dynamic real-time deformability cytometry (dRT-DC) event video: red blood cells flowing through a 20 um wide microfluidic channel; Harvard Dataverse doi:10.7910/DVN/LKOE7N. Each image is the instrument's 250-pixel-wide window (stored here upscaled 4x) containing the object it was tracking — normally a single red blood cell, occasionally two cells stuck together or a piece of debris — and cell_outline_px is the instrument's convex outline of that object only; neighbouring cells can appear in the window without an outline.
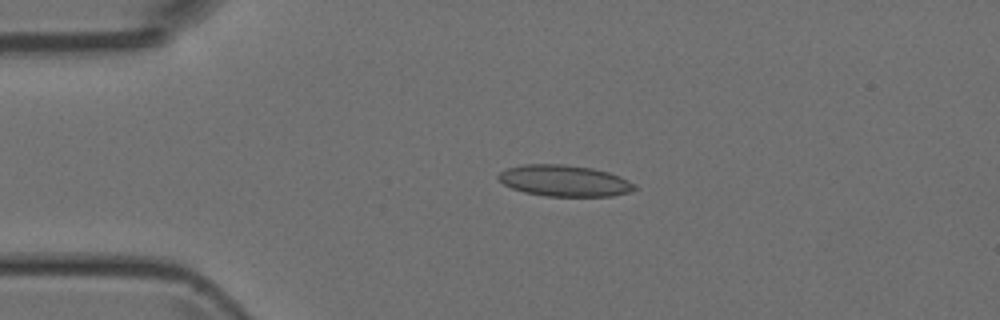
{"species": "Egyptian fruit bat (a non-hibernating species)", "species_latin": "Rousettus aegyptiacus", "temperature_condition": "room temperature", "stored_images_in_passage": 3, "camera_frame_rate_fps": 3000, "um_per_image_px": 0.085, "animal": {"sex": "female"}, "frame": {"image": 1, "passage_image": 1, "time_ms": 0.0, "image_size_px": [1000, 320], "cell_outline_px": [[640, 188], [632, 192], [612, 196], [544, 196], [524, 192], [512, 188], [504, 184], [496, 176], [500, 172], [508, 168], [528, 164], [564, 164], [592, 168], [608, 172], [620, 176], [636, 184]], "centroid_in_image_um": [48.03, 15.37], "position_along_channel_um": 37.0, "area_um2": 24.97}}